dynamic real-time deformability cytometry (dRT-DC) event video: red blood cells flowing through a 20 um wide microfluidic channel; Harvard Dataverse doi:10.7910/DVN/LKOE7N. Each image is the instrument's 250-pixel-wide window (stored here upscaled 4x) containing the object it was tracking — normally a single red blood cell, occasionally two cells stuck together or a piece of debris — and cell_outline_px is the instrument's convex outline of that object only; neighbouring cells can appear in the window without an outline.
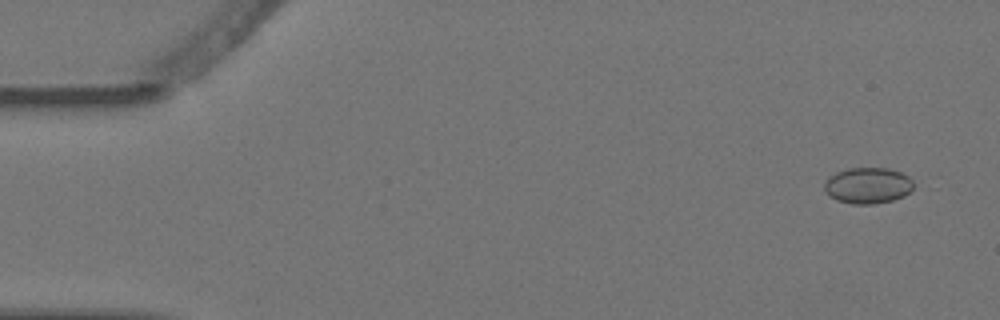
{"species": "Egyptian fruit bat (a non-hibernating species)", "species_latin": "Rousettus aegyptiacus", "temperature_condition": "warm", "stored_images_in_passage": 5, "camera_frame_rate_fps": 3000, "um_per_image_px": 0.085, "animal": {"sex": "female"}, "frame": {"image": 1, "passage_image": 1, "time_ms": 0.0, "image_size_px": [1000, 320], "cell_outline_px": [[916, 188], [904, 196], [892, 200], [872, 204], [852, 204], [836, 200], [828, 196], [824, 188], [824, 184], [828, 176], [836, 172], [848, 168], [888, 168], [900, 172], [908, 176], [912, 180]], "centroid_in_image_um": [73.77, 15.77], "position_along_channel_um": 11.2, "area_um2": 19.02}}
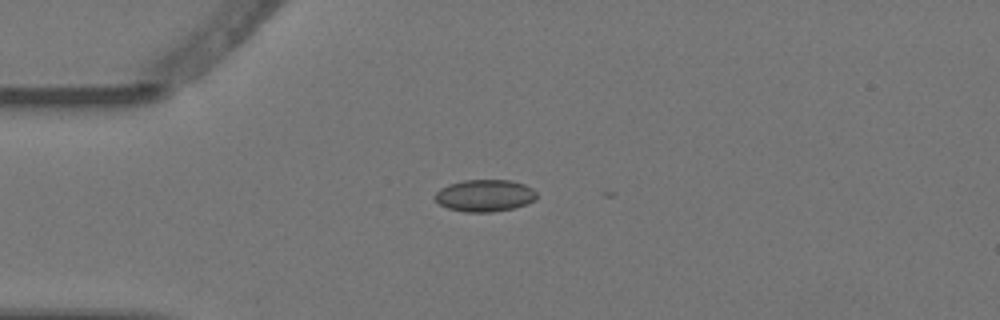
{"frame": {"image": 2, "passage_image": 4, "time_ms": 1.0, "image_size_px": [1000, 320], "cell_outline_px": [[536, 200], [528, 204], [512, 208], [492, 212], [464, 212], [448, 208], [440, 204], [432, 196], [440, 188], [448, 184], [464, 180], [512, 180], [524, 184], [532, 188], [536, 192]], "centroid_in_image_um": [41.2, 16.62], "position_along_channel_um": 43.8, "area_um2": 19.13}}